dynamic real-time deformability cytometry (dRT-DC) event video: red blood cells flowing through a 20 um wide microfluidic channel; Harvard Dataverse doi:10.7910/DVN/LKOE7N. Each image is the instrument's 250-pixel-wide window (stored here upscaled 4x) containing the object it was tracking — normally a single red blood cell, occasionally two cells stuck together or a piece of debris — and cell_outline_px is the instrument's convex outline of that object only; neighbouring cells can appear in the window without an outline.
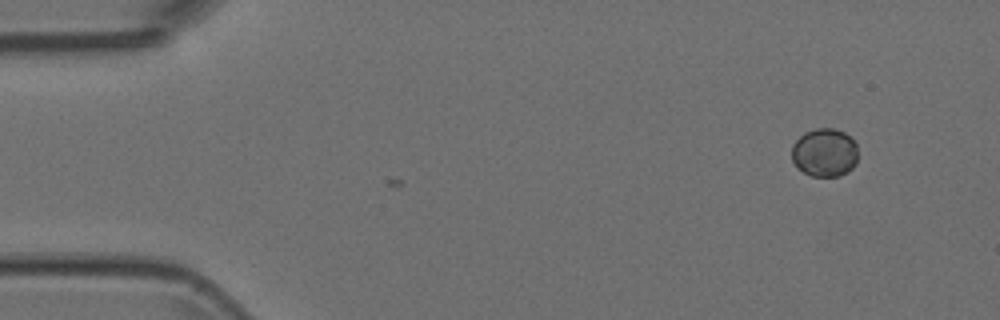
{"species": "Egyptian fruit bat (a non-hibernating species)", "species_latin": "Rousettus aegyptiacus", "temperature_condition": "room temperature", "stored_images_in_passage": 2, "camera_frame_rate_fps": 3000, "um_per_image_px": 0.085, "animal": {"sex": "female"}, "frame": {"image": 1, "passage_image": 2, "time_ms": 0.333, "image_size_px": [1000, 320], "cell_outline_px": [[856, 164], [848, 172], [840, 176], [812, 176], [804, 172], [792, 160], [792, 144], [804, 132], [816, 128], [836, 128], [844, 132], [856, 144]], "centroid_in_image_um": [70.09, 12.96], "position_along_channel_um": 14.9, "area_um2": 18.61}}